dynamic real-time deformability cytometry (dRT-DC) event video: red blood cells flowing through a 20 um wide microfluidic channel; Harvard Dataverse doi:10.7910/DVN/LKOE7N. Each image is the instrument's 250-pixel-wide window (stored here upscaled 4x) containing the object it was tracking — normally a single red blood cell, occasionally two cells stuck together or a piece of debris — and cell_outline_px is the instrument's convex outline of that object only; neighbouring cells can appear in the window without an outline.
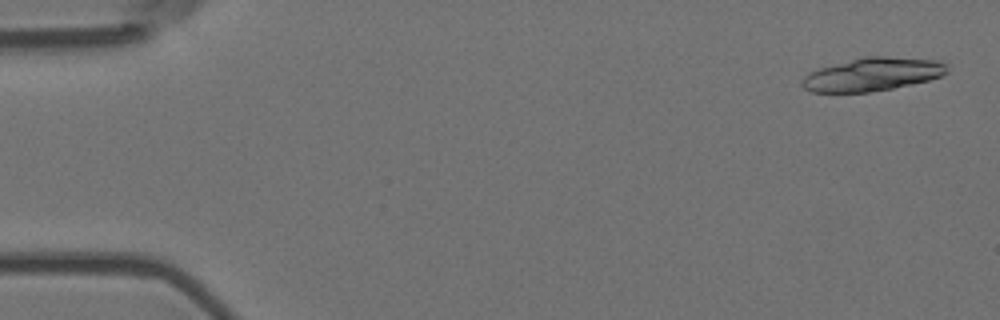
{"species": "Egyptian fruit bat (a non-hibernating species)", "species_latin": "Rousettus aegyptiacus", "temperature_condition": "room temperature", "stored_images_in_passage": 19, "camera_frame_rate_fps": 3000, "um_per_image_px": 0.085, "animal": {"sex": "female"}, "frame": {"image": 1, "passage_image": 2, "time_ms": 0.333, "image_size_px": [1000, 320], "cell_outline_px": [[948, 72], [940, 76], [928, 80], [892, 88], [868, 92], [812, 92], [804, 88], [800, 84], [804, 76], [820, 68], [864, 56], [888, 56], [936, 60], [944, 64], [948, 68]], "centroid_in_image_um": [74.15, 6.31], "position_along_channel_um": 10.8, "area_um2": 27.74}}
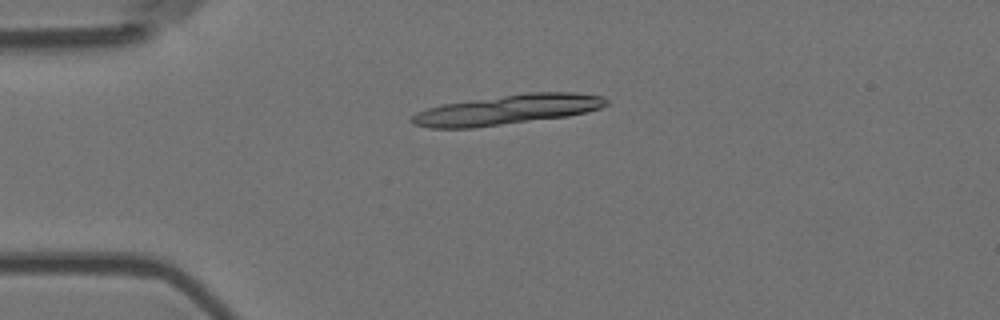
{"frame": {"image": 2, "passage_image": 13, "time_ms": 4.0, "image_size_px": [1000, 320], "cell_outline_px": [[608, 104], [600, 108], [588, 112], [568, 116], [472, 128], [428, 128], [412, 124], [408, 120], [416, 112], [428, 108], [444, 104], [528, 92], [576, 92], [604, 96], [608, 100]], "centroid_in_image_um": [43.15, 9.33], "position_along_channel_um": 41.9, "area_um2": 33.81}}